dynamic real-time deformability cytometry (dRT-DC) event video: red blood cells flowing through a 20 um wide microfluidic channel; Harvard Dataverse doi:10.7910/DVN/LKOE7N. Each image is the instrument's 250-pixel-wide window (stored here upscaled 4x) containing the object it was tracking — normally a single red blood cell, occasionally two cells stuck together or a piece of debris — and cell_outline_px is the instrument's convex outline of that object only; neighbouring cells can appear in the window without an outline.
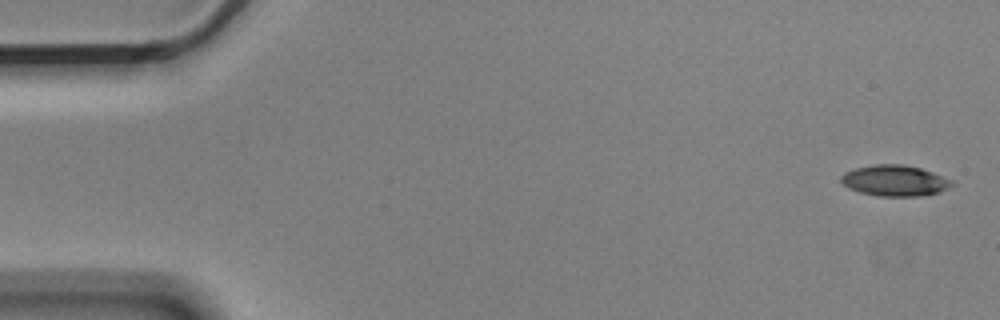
{"species": "Egyptian fruit bat (a non-hibernating species)", "species_latin": "Rousettus aegyptiacus", "temperature_condition": "cold", "stored_images_in_passage": 5, "camera_frame_rate_fps": 3000, "um_per_image_px": 0.085, "animal": {"sex": "male"}, "frame": {"image": 1, "passage_image": 1, "time_ms": 0.0, "image_size_px": [1000, 320], "cell_outline_px": [[956, 184], [940, 192], [920, 196], [880, 196], [860, 192], [848, 188], [840, 180], [840, 176], [844, 172], [856, 168], [876, 164], [904, 164], [920, 168], [932, 172], [952, 180]], "centroid_in_image_um": [76.07, 15.35], "position_along_channel_um": 8.9, "area_um2": 20.0}}
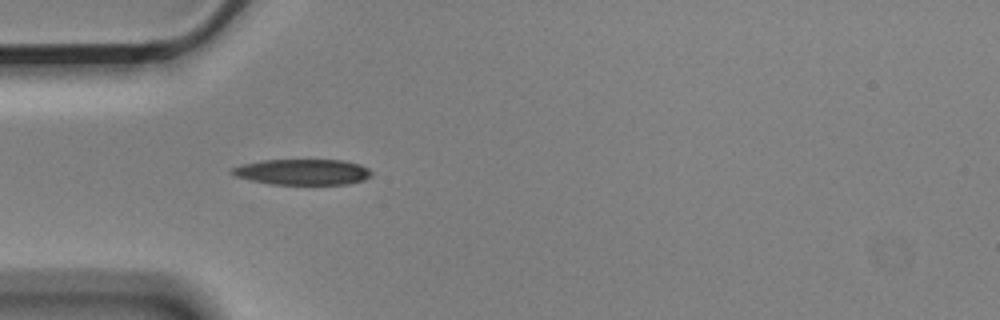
{"frame": {"image": 2, "passage_image": 5, "time_ms": 1.333, "image_size_px": [1000, 320], "cell_outline_px": [[372, 176], [364, 180], [348, 184], [272, 184], [252, 180], [236, 176], [228, 172], [232, 168], [244, 164], [260, 160], [344, 160], [360, 164], [368, 168], [372, 172]], "centroid_in_image_um": [25.76, 14.61], "position_along_channel_um": 59.2, "area_um2": 20.92}}